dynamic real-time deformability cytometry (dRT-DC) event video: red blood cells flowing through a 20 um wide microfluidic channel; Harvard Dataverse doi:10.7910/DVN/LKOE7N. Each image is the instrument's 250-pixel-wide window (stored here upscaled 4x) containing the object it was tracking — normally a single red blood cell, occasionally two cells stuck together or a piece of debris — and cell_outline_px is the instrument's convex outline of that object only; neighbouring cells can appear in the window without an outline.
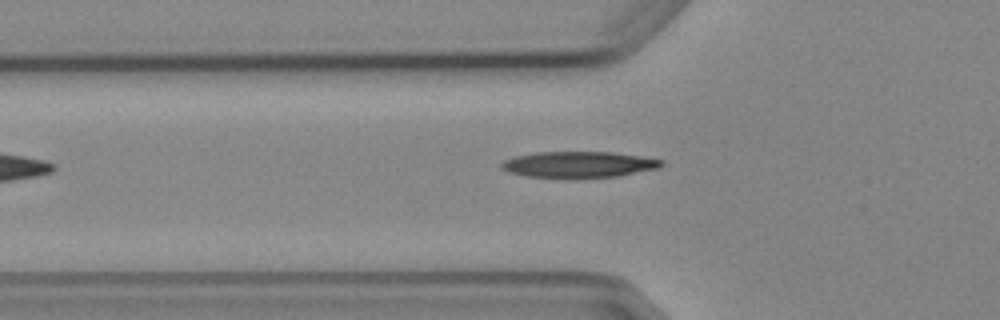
{"species": "Egyptian fruit bat (a non-hibernating species)", "species_latin": "Rousettus aegyptiacus", "temperature_condition": "cold", "stored_images_in_passage": 4, "camera_frame_rate_fps": 3000, "um_per_image_px": 0.085, "animal": {"sex": "female"}, "frame": {"image": 1, "passage_image": 3, "time_ms": 3.333, "image_size_px": [1000, 320], "cell_outline_px": [[664, 164], [660, 168], [620, 176], [576, 180], [564, 180], [524, 176], [508, 172], [500, 168], [500, 164], [504, 160], [516, 156], [536, 152], [612, 152], [640, 156], [664, 160]], "centroid_in_image_um": [49.18, 14.03], "position_along_channel_um": 76.6, "area_um2": 25.43}}
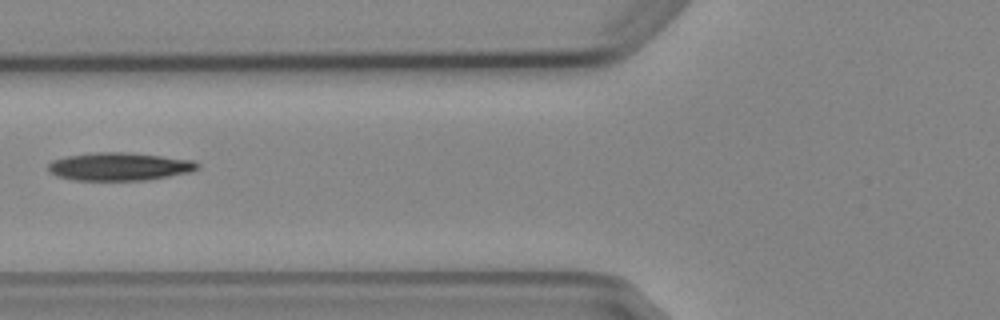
{"frame": {"image": 2, "passage_image": 4, "time_ms": 4.333, "image_size_px": [1000, 320], "cell_outline_px": [[200, 168], [192, 172], [144, 180], [76, 180], [56, 176], [48, 172], [48, 164], [52, 160], [64, 156], [96, 152], [124, 152], [196, 160], [200, 164]], "centroid_in_image_um": [10.15, 14.15], "position_along_channel_um": 115.7, "area_um2": 24.51}}